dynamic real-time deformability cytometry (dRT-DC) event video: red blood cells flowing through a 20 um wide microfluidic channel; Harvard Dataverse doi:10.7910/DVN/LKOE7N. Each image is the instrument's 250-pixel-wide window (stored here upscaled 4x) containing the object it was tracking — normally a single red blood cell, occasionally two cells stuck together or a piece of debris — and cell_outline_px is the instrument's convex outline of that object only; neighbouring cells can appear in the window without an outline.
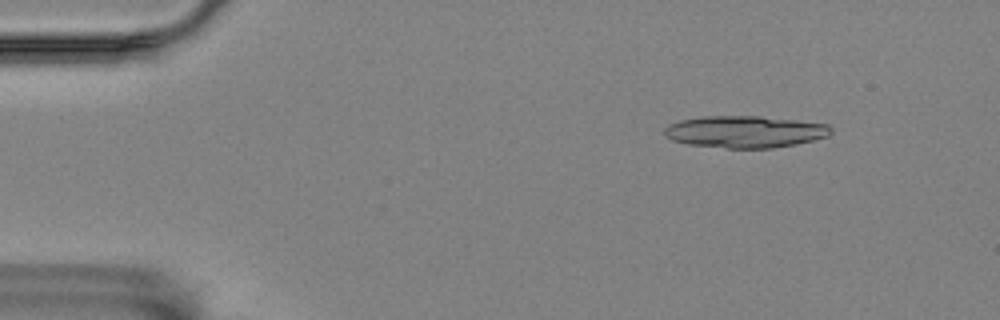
{"species": "Egyptian fruit bat (a non-hibernating species)", "species_latin": "Rousettus aegyptiacus", "temperature_condition": "room temperature", "stored_images_in_passage": 14, "camera_frame_rate_fps": 3000, "um_per_image_px": 0.085, "animal": {"sex": "female"}, "frame": {"image": 1, "passage_image": 5, "time_ms": 1.333, "image_size_px": [1000, 320], "cell_outline_px": [[832, 132], [828, 136], [796, 144], [772, 148], [728, 148], [688, 144], [672, 140], [664, 136], [664, 128], [680, 120], [704, 116], [760, 116], [796, 120], [828, 124], [832, 128]], "centroid_in_image_um": [63.33, 11.19], "position_along_channel_um": 21.7, "area_um2": 30.92}}